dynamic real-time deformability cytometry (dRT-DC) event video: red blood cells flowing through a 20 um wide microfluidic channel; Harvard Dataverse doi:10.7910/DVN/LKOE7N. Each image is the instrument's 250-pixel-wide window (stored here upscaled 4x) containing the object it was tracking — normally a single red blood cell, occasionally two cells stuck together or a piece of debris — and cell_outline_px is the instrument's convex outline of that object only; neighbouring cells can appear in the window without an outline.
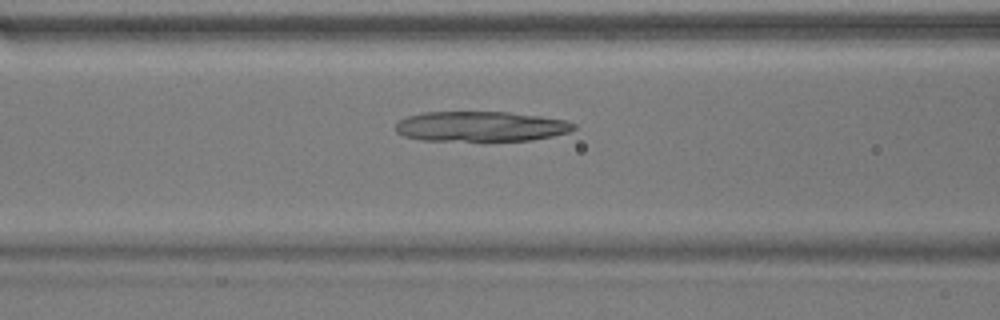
{"species": "common noctule bat (a hibernating species)", "species_latin": "Nyctalus noctula", "temperature_condition": "warm", "stored_images_in_passage": 53, "camera_frame_rate_fps": 3000, "um_per_image_px": 0.085, "animal": {"sex": "male", "body_mass_g": 17.9}, "frame": {"image": 1, "passage_image": 22, "time_ms": 7.0, "image_size_px": [1000, 320], "cell_outline_px": [[576, 128], [568, 132], [552, 136], [532, 140], [420, 140], [404, 136], [396, 132], [396, 124], [400, 120], [408, 116], [424, 112], [508, 112], [540, 116], [568, 120], [576, 124]], "centroid_in_image_um": [40.89, 10.74], "position_along_channel_um": 125.7, "area_um2": 31.15}}
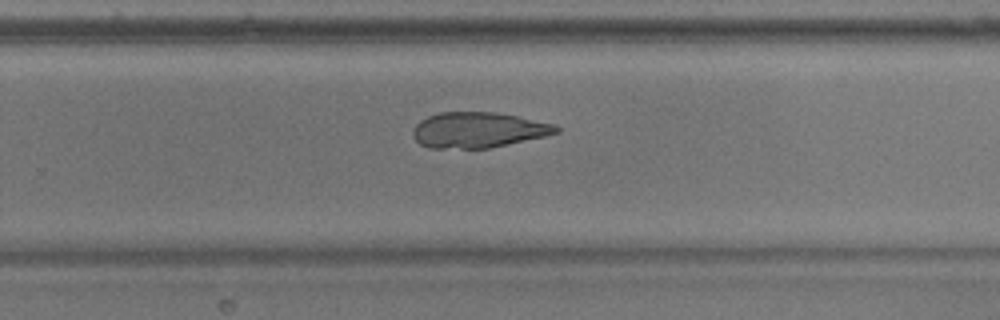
{"frame": {"image": 2, "passage_image": 35, "time_ms": 11.333, "image_size_px": [1000, 320], "cell_outline_px": [[560, 132], [544, 136], [488, 148], [428, 148], [420, 144], [416, 140], [412, 132], [416, 124], [420, 120], [428, 116], [440, 112], [496, 112], [516, 116], [552, 124], [560, 128]], "centroid_in_image_um": [40.6, 11.04], "position_along_channel_um": 289.2, "area_um2": 29.36}}
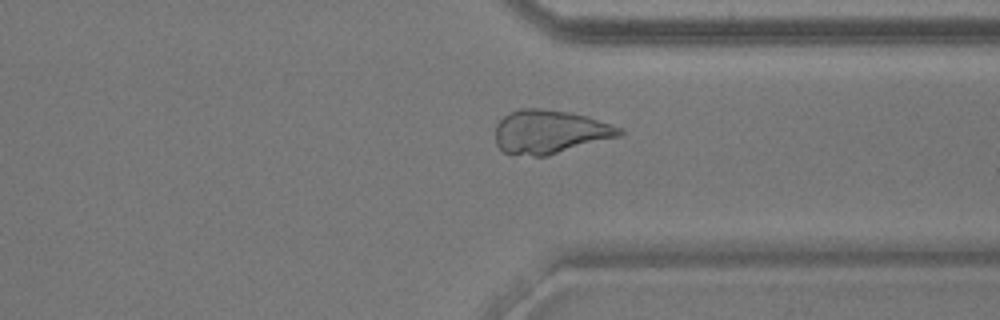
{"frame": {"image": 3, "passage_image": 41, "time_ms": 13.333, "image_size_px": [1000, 320], "cell_outline_px": [[624, 132], [620, 136], [548, 156], [532, 156], [504, 152], [496, 144], [496, 124], [508, 112], [520, 108], [540, 108], [568, 112], [588, 116], [624, 128]], "centroid_in_image_um": [46.76, 11.2], "position_along_channel_um": 364.6, "area_um2": 31.73}}